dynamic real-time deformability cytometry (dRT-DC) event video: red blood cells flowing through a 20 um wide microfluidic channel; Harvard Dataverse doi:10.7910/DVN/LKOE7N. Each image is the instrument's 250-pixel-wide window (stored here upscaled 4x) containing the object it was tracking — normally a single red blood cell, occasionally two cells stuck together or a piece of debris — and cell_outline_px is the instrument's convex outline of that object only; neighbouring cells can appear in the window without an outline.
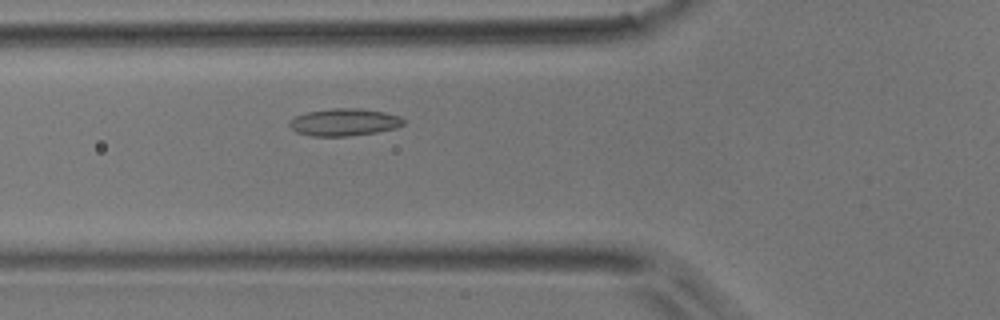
{"species": "common noctule bat (a hibernating species)", "species_latin": "Nyctalus noctula", "temperature_condition": "room temperature", "stored_images_in_passage": 19, "camera_frame_rate_fps": 3000, "um_per_image_px": 0.085, "animal": {"sex": "male", "body_mass_g": 17.9}, "frame": {"image": 1, "passage_image": 3, "time_ms": 0.667, "image_size_px": [1000, 320], "cell_outline_px": [[404, 124], [396, 128], [376, 132], [348, 136], [312, 136], [296, 132], [288, 124], [288, 120], [296, 116], [308, 112], [332, 108], [360, 108], [384, 112], [400, 116], [404, 120]], "centroid_in_image_um": [29.25, 10.38], "position_along_channel_um": 96.5, "area_um2": 18.15}}
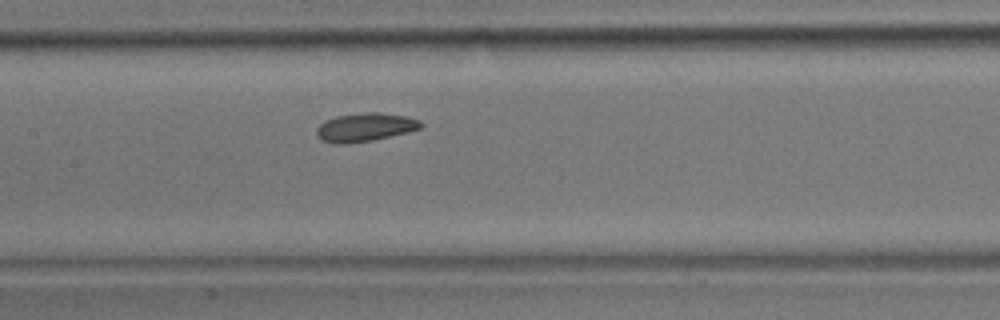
{"frame": {"image": 2, "passage_image": 9, "time_ms": 2.667, "image_size_px": [1000, 320], "cell_outline_px": [[424, 124], [420, 128], [408, 132], [372, 140], [348, 144], [336, 144], [324, 140], [316, 132], [316, 128], [324, 120], [336, 116], [364, 112], [380, 112], [408, 116], [420, 120]], "centroid_in_image_um": [31.06, 10.8], "position_along_channel_um": 176.3, "area_um2": 17.34}}
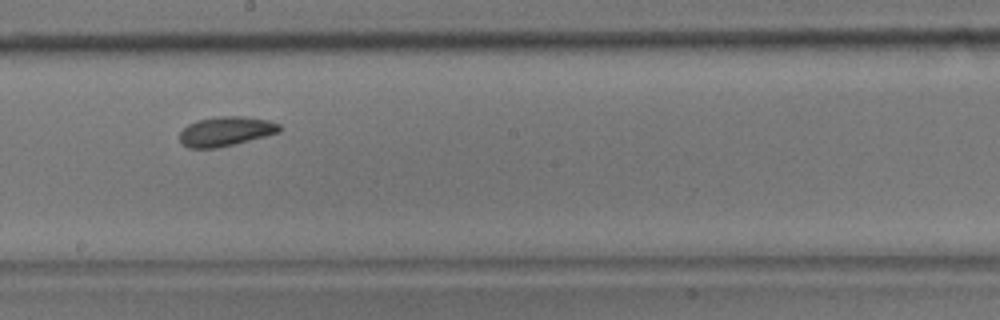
{"frame": {"image": 3, "passage_image": 13, "time_ms": 4.0, "image_size_px": [1000, 320], "cell_outline_px": [[280, 132], [216, 148], [188, 148], [180, 144], [180, 132], [188, 124], [196, 120], [216, 116], [244, 116], [268, 120], [280, 124]], "centroid_in_image_um": [19.15, 11.15], "position_along_channel_um": 229.1, "area_um2": 17.11}}